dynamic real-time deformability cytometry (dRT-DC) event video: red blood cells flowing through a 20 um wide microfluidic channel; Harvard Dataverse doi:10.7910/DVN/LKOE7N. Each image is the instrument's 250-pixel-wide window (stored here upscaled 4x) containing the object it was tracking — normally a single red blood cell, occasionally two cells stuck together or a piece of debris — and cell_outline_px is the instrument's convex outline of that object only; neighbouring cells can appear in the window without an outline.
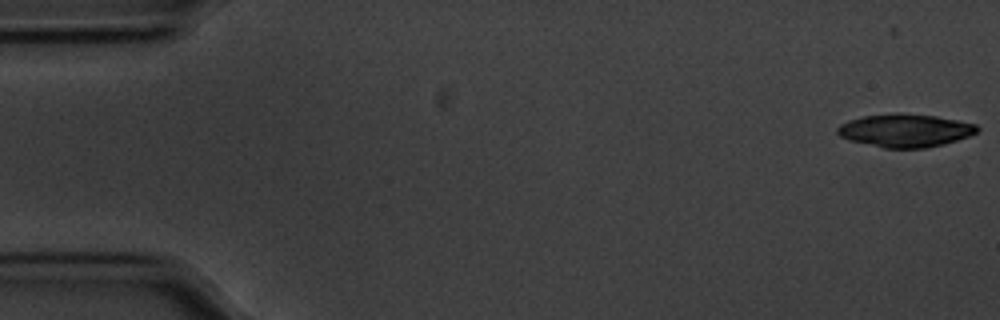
{"species": "common noctule bat (a hibernating species)", "species_latin": "Nyctalus noctula", "temperature_condition": "cold", "stored_images_in_passage": 34, "camera_frame_rate_fps": 3000, "um_per_image_px": 0.085, "animal": {"sex": "male", "body_mass_g": 20.1, "forearm_length_mm": 53.5}, "frame": {"image": 1, "passage_image": 1, "time_ms": 0.0, "image_size_px": [1000, 320], "cell_outline_px": [[980, 128], [976, 132], [968, 136], [944, 144], [924, 148], [884, 148], [848, 140], [840, 136], [836, 132], [836, 128], [840, 124], [848, 120], [864, 116], [896, 112], [900, 112], [936, 116], [976, 124]], "centroid_in_image_um": [76.9, 11.08], "position_along_channel_um": 8.1, "area_um2": 27.05}}